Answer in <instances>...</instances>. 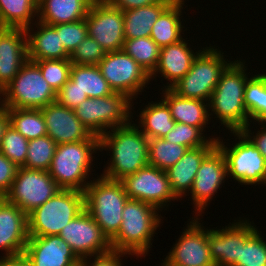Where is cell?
<instances>
[{
	"label": "cell",
	"instance_id": "6da1fadb",
	"mask_svg": "<svg viewBox=\"0 0 266 266\" xmlns=\"http://www.w3.org/2000/svg\"><path fill=\"white\" fill-rule=\"evenodd\" d=\"M131 122L99 137V151L112 152L111 161L101 174L106 178L120 181L149 165V138Z\"/></svg>",
	"mask_w": 266,
	"mask_h": 266
},
{
	"label": "cell",
	"instance_id": "7a4b0ae2",
	"mask_svg": "<svg viewBox=\"0 0 266 266\" xmlns=\"http://www.w3.org/2000/svg\"><path fill=\"white\" fill-rule=\"evenodd\" d=\"M245 62L233 60V62L221 74L208 101L209 115H216L221 125L231 132L241 131L250 122L244 106V92L247 76Z\"/></svg>",
	"mask_w": 266,
	"mask_h": 266
},
{
	"label": "cell",
	"instance_id": "3957f363",
	"mask_svg": "<svg viewBox=\"0 0 266 266\" xmlns=\"http://www.w3.org/2000/svg\"><path fill=\"white\" fill-rule=\"evenodd\" d=\"M157 211L160 212L151 204L128 199L122 211L118 233L110 240L111 249L145 257L151 248L155 231L162 222L161 214Z\"/></svg>",
	"mask_w": 266,
	"mask_h": 266
},
{
	"label": "cell",
	"instance_id": "277c9868",
	"mask_svg": "<svg viewBox=\"0 0 266 266\" xmlns=\"http://www.w3.org/2000/svg\"><path fill=\"white\" fill-rule=\"evenodd\" d=\"M97 178L93 177L84 191V208L110 241L118 233L122 211L129 197L121 181L102 175Z\"/></svg>",
	"mask_w": 266,
	"mask_h": 266
},
{
	"label": "cell",
	"instance_id": "5b68a950",
	"mask_svg": "<svg viewBox=\"0 0 266 266\" xmlns=\"http://www.w3.org/2000/svg\"><path fill=\"white\" fill-rule=\"evenodd\" d=\"M99 150V140H83L56 146L50 176L61 189L84 192L93 166V155Z\"/></svg>",
	"mask_w": 266,
	"mask_h": 266
},
{
	"label": "cell",
	"instance_id": "8992f818",
	"mask_svg": "<svg viewBox=\"0 0 266 266\" xmlns=\"http://www.w3.org/2000/svg\"><path fill=\"white\" fill-rule=\"evenodd\" d=\"M84 192L60 189L27 215L28 236L59 235L61 230L84 210Z\"/></svg>",
	"mask_w": 266,
	"mask_h": 266
},
{
	"label": "cell",
	"instance_id": "52a82bcc",
	"mask_svg": "<svg viewBox=\"0 0 266 266\" xmlns=\"http://www.w3.org/2000/svg\"><path fill=\"white\" fill-rule=\"evenodd\" d=\"M223 54L211 45L201 49L190 70L170 89L179 97L208 102L221 74L233 62H227Z\"/></svg>",
	"mask_w": 266,
	"mask_h": 266
},
{
	"label": "cell",
	"instance_id": "ba28073f",
	"mask_svg": "<svg viewBox=\"0 0 266 266\" xmlns=\"http://www.w3.org/2000/svg\"><path fill=\"white\" fill-rule=\"evenodd\" d=\"M56 96L57 93L44 79L39 66L28 59L3 89V107L42 109L56 101Z\"/></svg>",
	"mask_w": 266,
	"mask_h": 266
},
{
	"label": "cell",
	"instance_id": "9c48e42d",
	"mask_svg": "<svg viewBox=\"0 0 266 266\" xmlns=\"http://www.w3.org/2000/svg\"><path fill=\"white\" fill-rule=\"evenodd\" d=\"M132 102V103H131ZM133 101L124 93L114 92L110 96L88 98L75 109L76 116L89 131L102 136L109 129L127 125L132 116Z\"/></svg>",
	"mask_w": 266,
	"mask_h": 266
},
{
	"label": "cell",
	"instance_id": "30bf717a",
	"mask_svg": "<svg viewBox=\"0 0 266 266\" xmlns=\"http://www.w3.org/2000/svg\"><path fill=\"white\" fill-rule=\"evenodd\" d=\"M238 142L227 148L221 137L216 140V146L223 153L227 164V179L232 176L241 185L266 186V160L261 152L241 132H230ZM221 138V139H220Z\"/></svg>",
	"mask_w": 266,
	"mask_h": 266
},
{
	"label": "cell",
	"instance_id": "8fae6325",
	"mask_svg": "<svg viewBox=\"0 0 266 266\" xmlns=\"http://www.w3.org/2000/svg\"><path fill=\"white\" fill-rule=\"evenodd\" d=\"M60 189L48 171L19 167L11 189L4 198L28 215Z\"/></svg>",
	"mask_w": 266,
	"mask_h": 266
},
{
	"label": "cell",
	"instance_id": "7c38bea8",
	"mask_svg": "<svg viewBox=\"0 0 266 266\" xmlns=\"http://www.w3.org/2000/svg\"><path fill=\"white\" fill-rule=\"evenodd\" d=\"M97 66L113 92L124 93L131 100L151 81L150 75L123 49L107 52Z\"/></svg>",
	"mask_w": 266,
	"mask_h": 266
},
{
	"label": "cell",
	"instance_id": "4fadbf2b",
	"mask_svg": "<svg viewBox=\"0 0 266 266\" xmlns=\"http://www.w3.org/2000/svg\"><path fill=\"white\" fill-rule=\"evenodd\" d=\"M120 181L129 199L146 202L161 211L163 207H168V202L178 200L172 192L166 171L157 167L148 165Z\"/></svg>",
	"mask_w": 266,
	"mask_h": 266
},
{
	"label": "cell",
	"instance_id": "5bb4252c",
	"mask_svg": "<svg viewBox=\"0 0 266 266\" xmlns=\"http://www.w3.org/2000/svg\"><path fill=\"white\" fill-rule=\"evenodd\" d=\"M88 36L95 39L106 52L122 50L124 46L123 11L94 0L86 15Z\"/></svg>",
	"mask_w": 266,
	"mask_h": 266
},
{
	"label": "cell",
	"instance_id": "9a60e30c",
	"mask_svg": "<svg viewBox=\"0 0 266 266\" xmlns=\"http://www.w3.org/2000/svg\"><path fill=\"white\" fill-rule=\"evenodd\" d=\"M163 261L164 266H215L210 257L207 228L193 217Z\"/></svg>",
	"mask_w": 266,
	"mask_h": 266
},
{
	"label": "cell",
	"instance_id": "2e32d148",
	"mask_svg": "<svg viewBox=\"0 0 266 266\" xmlns=\"http://www.w3.org/2000/svg\"><path fill=\"white\" fill-rule=\"evenodd\" d=\"M59 236L79 259L111 249L110 241L85 209L61 230Z\"/></svg>",
	"mask_w": 266,
	"mask_h": 266
},
{
	"label": "cell",
	"instance_id": "e0dca14e",
	"mask_svg": "<svg viewBox=\"0 0 266 266\" xmlns=\"http://www.w3.org/2000/svg\"><path fill=\"white\" fill-rule=\"evenodd\" d=\"M237 221L222 229H207L210 257L215 266H233L240 260L241 246L257 229L247 219Z\"/></svg>",
	"mask_w": 266,
	"mask_h": 266
},
{
	"label": "cell",
	"instance_id": "ac0fdd59",
	"mask_svg": "<svg viewBox=\"0 0 266 266\" xmlns=\"http://www.w3.org/2000/svg\"><path fill=\"white\" fill-rule=\"evenodd\" d=\"M226 176V160L216 146L201 162L190 190L196 217L202 216L203 210L208 207L207 203L212 200L218 189L222 188Z\"/></svg>",
	"mask_w": 266,
	"mask_h": 266
},
{
	"label": "cell",
	"instance_id": "d6986e66",
	"mask_svg": "<svg viewBox=\"0 0 266 266\" xmlns=\"http://www.w3.org/2000/svg\"><path fill=\"white\" fill-rule=\"evenodd\" d=\"M47 127V135L57 145L83 140H99L87 129L75 111L59 104L57 101L41 109Z\"/></svg>",
	"mask_w": 266,
	"mask_h": 266
},
{
	"label": "cell",
	"instance_id": "ffe728a7",
	"mask_svg": "<svg viewBox=\"0 0 266 266\" xmlns=\"http://www.w3.org/2000/svg\"><path fill=\"white\" fill-rule=\"evenodd\" d=\"M31 266H79L80 259L59 235L29 236L23 252Z\"/></svg>",
	"mask_w": 266,
	"mask_h": 266
},
{
	"label": "cell",
	"instance_id": "44dd1931",
	"mask_svg": "<svg viewBox=\"0 0 266 266\" xmlns=\"http://www.w3.org/2000/svg\"><path fill=\"white\" fill-rule=\"evenodd\" d=\"M28 60L25 29L0 27V87L4 89Z\"/></svg>",
	"mask_w": 266,
	"mask_h": 266
},
{
	"label": "cell",
	"instance_id": "7402d4cb",
	"mask_svg": "<svg viewBox=\"0 0 266 266\" xmlns=\"http://www.w3.org/2000/svg\"><path fill=\"white\" fill-rule=\"evenodd\" d=\"M27 214L15 204L0 198V249L5 255L24 252L28 241Z\"/></svg>",
	"mask_w": 266,
	"mask_h": 266
},
{
	"label": "cell",
	"instance_id": "603a6c76",
	"mask_svg": "<svg viewBox=\"0 0 266 266\" xmlns=\"http://www.w3.org/2000/svg\"><path fill=\"white\" fill-rule=\"evenodd\" d=\"M197 51L194 53L184 38L175 44L161 48L157 67L150 75V80L156 79L155 77L158 76L156 74L160 73L161 77L170 82L161 89L171 88L190 70L193 60L201 50Z\"/></svg>",
	"mask_w": 266,
	"mask_h": 266
},
{
	"label": "cell",
	"instance_id": "cb8c5ba5",
	"mask_svg": "<svg viewBox=\"0 0 266 266\" xmlns=\"http://www.w3.org/2000/svg\"><path fill=\"white\" fill-rule=\"evenodd\" d=\"M215 147L216 140H211L205 146L190 148L176 164L166 170L172 192L178 199L189 194L201 162Z\"/></svg>",
	"mask_w": 266,
	"mask_h": 266
},
{
	"label": "cell",
	"instance_id": "d4e9b609",
	"mask_svg": "<svg viewBox=\"0 0 266 266\" xmlns=\"http://www.w3.org/2000/svg\"><path fill=\"white\" fill-rule=\"evenodd\" d=\"M34 25L37 30L32 32ZM26 33L29 60L70 59V54L61 42L60 33L52 25L35 20V23L26 29Z\"/></svg>",
	"mask_w": 266,
	"mask_h": 266
},
{
	"label": "cell",
	"instance_id": "484cf974",
	"mask_svg": "<svg viewBox=\"0 0 266 266\" xmlns=\"http://www.w3.org/2000/svg\"><path fill=\"white\" fill-rule=\"evenodd\" d=\"M161 97L170 109L175 122L200 127L205 131L206 125L210 124L208 102L200 99L182 98L170 88H165Z\"/></svg>",
	"mask_w": 266,
	"mask_h": 266
},
{
	"label": "cell",
	"instance_id": "4316f807",
	"mask_svg": "<svg viewBox=\"0 0 266 266\" xmlns=\"http://www.w3.org/2000/svg\"><path fill=\"white\" fill-rule=\"evenodd\" d=\"M94 0H38L37 19L49 25L85 19Z\"/></svg>",
	"mask_w": 266,
	"mask_h": 266
},
{
	"label": "cell",
	"instance_id": "83f0119b",
	"mask_svg": "<svg viewBox=\"0 0 266 266\" xmlns=\"http://www.w3.org/2000/svg\"><path fill=\"white\" fill-rule=\"evenodd\" d=\"M173 1L161 0L157 4L123 11L124 39L150 37L154 23Z\"/></svg>",
	"mask_w": 266,
	"mask_h": 266
},
{
	"label": "cell",
	"instance_id": "f1b7e54d",
	"mask_svg": "<svg viewBox=\"0 0 266 266\" xmlns=\"http://www.w3.org/2000/svg\"><path fill=\"white\" fill-rule=\"evenodd\" d=\"M184 0H174L159 16L152 27L150 37L160 48L179 42L184 26L181 22V13Z\"/></svg>",
	"mask_w": 266,
	"mask_h": 266
},
{
	"label": "cell",
	"instance_id": "f546056e",
	"mask_svg": "<svg viewBox=\"0 0 266 266\" xmlns=\"http://www.w3.org/2000/svg\"><path fill=\"white\" fill-rule=\"evenodd\" d=\"M138 128L149 138H163L175 126L168 105L162 100L151 102L140 111Z\"/></svg>",
	"mask_w": 266,
	"mask_h": 266
},
{
	"label": "cell",
	"instance_id": "4dcf8cb0",
	"mask_svg": "<svg viewBox=\"0 0 266 266\" xmlns=\"http://www.w3.org/2000/svg\"><path fill=\"white\" fill-rule=\"evenodd\" d=\"M37 5L38 0H0V26L26 30L37 20Z\"/></svg>",
	"mask_w": 266,
	"mask_h": 266
},
{
	"label": "cell",
	"instance_id": "1f68e13d",
	"mask_svg": "<svg viewBox=\"0 0 266 266\" xmlns=\"http://www.w3.org/2000/svg\"><path fill=\"white\" fill-rule=\"evenodd\" d=\"M70 79L88 98H100L114 93L97 65L72 64Z\"/></svg>",
	"mask_w": 266,
	"mask_h": 266
},
{
	"label": "cell",
	"instance_id": "d6a6232c",
	"mask_svg": "<svg viewBox=\"0 0 266 266\" xmlns=\"http://www.w3.org/2000/svg\"><path fill=\"white\" fill-rule=\"evenodd\" d=\"M10 125L27 140L47 135L41 109L7 108Z\"/></svg>",
	"mask_w": 266,
	"mask_h": 266
},
{
	"label": "cell",
	"instance_id": "836d02e7",
	"mask_svg": "<svg viewBox=\"0 0 266 266\" xmlns=\"http://www.w3.org/2000/svg\"><path fill=\"white\" fill-rule=\"evenodd\" d=\"M244 106L250 122L266 124V73L251 76L245 86Z\"/></svg>",
	"mask_w": 266,
	"mask_h": 266
},
{
	"label": "cell",
	"instance_id": "e575fe53",
	"mask_svg": "<svg viewBox=\"0 0 266 266\" xmlns=\"http://www.w3.org/2000/svg\"><path fill=\"white\" fill-rule=\"evenodd\" d=\"M160 47L151 37L127 39L123 50L130 55L149 75L157 67Z\"/></svg>",
	"mask_w": 266,
	"mask_h": 266
},
{
	"label": "cell",
	"instance_id": "d590c367",
	"mask_svg": "<svg viewBox=\"0 0 266 266\" xmlns=\"http://www.w3.org/2000/svg\"><path fill=\"white\" fill-rule=\"evenodd\" d=\"M187 150V147L168 142L164 138H151L148 149L149 165L166 171L176 164Z\"/></svg>",
	"mask_w": 266,
	"mask_h": 266
},
{
	"label": "cell",
	"instance_id": "8d00e7d4",
	"mask_svg": "<svg viewBox=\"0 0 266 266\" xmlns=\"http://www.w3.org/2000/svg\"><path fill=\"white\" fill-rule=\"evenodd\" d=\"M56 146V142L48 135L29 140L27 157L22 167L48 171Z\"/></svg>",
	"mask_w": 266,
	"mask_h": 266
},
{
	"label": "cell",
	"instance_id": "74e56055",
	"mask_svg": "<svg viewBox=\"0 0 266 266\" xmlns=\"http://www.w3.org/2000/svg\"><path fill=\"white\" fill-rule=\"evenodd\" d=\"M200 127H194L187 124L176 122L173 129L163 138L171 143L185 146L188 149L207 145L211 140H217L218 137H205ZM209 138V139H207Z\"/></svg>",
	"mask_w": 266,
	"mask_h": 266
},
{
	"label": "cell",
	"instance_id": "f35d334b",
	"mask_svg": "<svg viewBox=\"0 0 266 266\" xmlns=\"http://www.w3.org/2000/svg\"><path fill=\"white\" fill-rule=\"evenodd\" d=\"M34 62L39 66L44 79L56 93L70 78L72 67L70 59H48Z\"/></svg>",
	"mask_w": 266,
	"mask_h": 266
},
{
	"label": "cell",
	"instance_id": "ab89813d",
	"mask_svg": "<svg viewBox=\"0 0 266 266\" xmlns=\"http://www.w3.org/2000/svg\"><path fill=\"white\" fill-rule=\"evenodd\" d=\"M28 143L29 140L9 125L4 132L0 152L17 166L22 167L27 157Z\"/></svg>",
	"mask_w": 266,
	"mask_h": 266
},
{
	"label": "cell",
	"instance_id": "60d3db41",
	"mask_svg": "<svg viewBox=\"0 0 266 266\" xmlns=\"http://www.w3.org/2000/svg\"><path fill=\"white\" fill-rule=\"evenodd\" d=\"M233 266H266V241L257 229L241 246L240 260Z\"/></svg>",
	"mask_w": 266,
	"mask_h": 266
},
{
	"label": "cell",
	"instance_id": "b9f144b4",
	"mask_svg": "<svg viewBox=\"0 0 266 266\" xmlns=\"http://www.w3.org/2000/svg\"><path fill=\"white\" fill-rule=\"evenodd\" d=\"M106 53L95 39L87 36L70 54V61L75 65H98Z\"/></svg>",
	"mask_w": 266,
	"mask_h": 266
},
{
	"label": "cell",
	"instance_id": "7bdbcfd3",
	"mask_svg": "<svg viewBox=\"0 0 266 266\" xmlns=\"http://www.w3.org/2000/svg\"><path fill=\"white\" fill-rule=\"evenodd\" d=\"M52 26L60 33L61 42L69 54L88 36L85 19Z\"/></svg>",
	"mask_w": 266,
	"mask_h": 266
},
{
	"label": "cell",
	"instance_id": "ee69618b",
	"mask_svg": "<svg viewBox=\"0 0 266 266\" xmlns=\"http://www.w3.org/2000/svg\"><path fill=\"white\" fill-rule=\"evenodd\" d=\"M86 99H88L87 94H83V92L76 86V83L70 78L57 92L56 96V101L59 104L72 110Z\"/></svg>",
	"mask_w": 266,
	"mask_h": 266
},
{
	"label": "cell",
	"instance_id": "f6af8a7d",
	"mask_svg": "<svg viewBox=\"0 0 266 266\" xmlns=\"http://www.w3.org/2000/svg\"><path fill=\"white\" fill-rule=\"evenodd\" d=\"M126 254L130 255L119 250L110 249L107 252L80 259L79 266H122L123 263L121 257H124ZM91 258L94 259L93 262L91 261ZM87 259H90V263Z\"/></svg>",
	"mask_w": 266,
	"mask_h": 266
},
{
	"label": "cell",
	"instance_id": "bcb514c9",
	"mask_svg": "<svg viewBox=\"0 0 266 266\" xmlns=\"http://www.w3.org/2000/svg\"><path fill=\"white\" fill-rule=\"evenodd\" d=\"M19 166L0 152V198L11 189Z\"/></svg>",
	"mask_w": 266,
	"mask_h": 266
},
{
	"label": "cell",
	"instance_id": "7dc6e473",
	"mask_svg": "<svg viewBox=\"0 0 266 266\" xmlns=\"http://www.w3.org/2000/svg\"><path fill=\"white\" fill-rule=\"evenodd\" d=\"M249 123L246 127H244L241 132L252 142V144L261 152L263 157L266 160V125L261 124L260 128L258 129L255 135H252L251 128ZM252 135V136H251Z\"/></svg>",
	"mask_w": 266,
	"mask_h": 266
},
{
	"label": "cell",
	"instance_id": "c3c4849f",
	"mask_svg": "<svg viewBox=\"0 0 266 266\" xmlns=\"http://www.w3.org/2000/svg\"><path fill=\"white\" fill-rule=\"evenodd\" d=\"M108 5L116 7L122 11L136 9L139 7L157 4L161 0H104Z\"/></svg>",
	"mask_w": 266,
	"mask_h": 266
},
{
	"label": "cell",
	"instance_id": "681fc988",
	"mask_svg": "<svg viewBox=\"0 0 266 266\" xmlns=\"http://www.w3.org/2000/svg\"><path fill=\"white\" fill-rule=\"evenodd\" d=\"M0 257V266H31L24 253Z\"/></svg>",
	"mask_w": 266,
	"mask_h": 266
},
{
	"label": "cell",
	"instance_id": "f907efd6",
	"mask_svg": "<svg viewBox=\"0 0 266 266\" xmlns=\"http://www.w3.org/2000/svg\"><path fill=\"white\" fill-rule=\"evenodd\" d=\"M10 125V118L6 107L0 108V146L5 130Z\"/></svg>",
	"mask_w": 266,
	"mask_h": 266
},
{
	"label": "cell",
	"instance_id": "816d5d0a",
	"mask_svg": "<svg viewBox=\"0 0 266 266\" xmlns=\"http://www.w3.org/2000/svg\"><path fill=\"white\" fill-rule=\"evenodd\" d=\"M0 108L3 106V89L0 87Z\"/></svg>",
	"mask_w": 266,
	"mask_h": 266
}]
</instances>
